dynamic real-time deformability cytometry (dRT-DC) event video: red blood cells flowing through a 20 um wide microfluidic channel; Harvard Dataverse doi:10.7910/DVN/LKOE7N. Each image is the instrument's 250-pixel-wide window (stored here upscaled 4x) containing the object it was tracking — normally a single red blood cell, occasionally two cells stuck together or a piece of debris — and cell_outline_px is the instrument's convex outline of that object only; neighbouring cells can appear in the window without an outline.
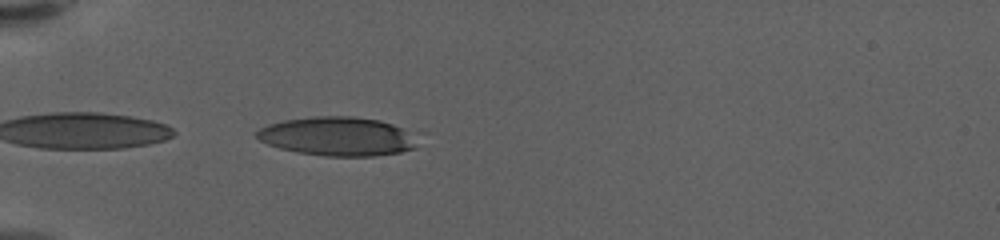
{"species": "human", "species_latin": "Homo sapiens", "temperature_condition": "warm", "stored_images_in_passage": 37, "camera_frame_rate_fps": 3000, "um_per_image_px": 0.085, "donor": {"sex": "female"}, "frame": {"image": 1, "passage_image": 1, "time_ms": 0.0, "image_size_px": [1000, 240], "cell_outline_px": [[416, 148], [400, 152], [372, 156], [324, 156], [296, 152], [280, 148], [268, 144], [260, 140], [256, 136], [256, 132], [260, 128], [268, 124], [284, 120], [312, 116], [352, 116], [380, 120], [392, 124], [400, 128]], "centroid_in_image_um": [28.56, 11.59], "position_along_channel_um": 56.4, "area_um2": 35.72}}
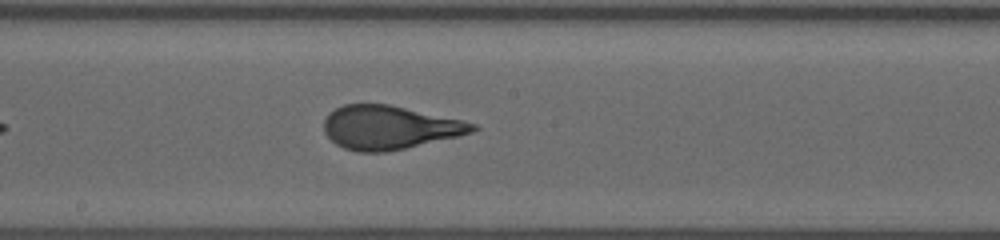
{"frame": {"image": 2, "passage_image": 16, "time_ms": 5.0, "image_size_px": [1000, 240], "cell_outline_px": [[480, 128], [472, 132], [460, 136], [404, 148], [384, 152], [356, 152], [344, 148], [336, 144], [324, 132], [324, 120], [328, 112], [344, 104], [388, 104], [460, 120], [476, 124]], "centroid_in_image_um": [33.07, 10.84], "position_along_channel_um": 215.1, "area_um2": 37.51}}
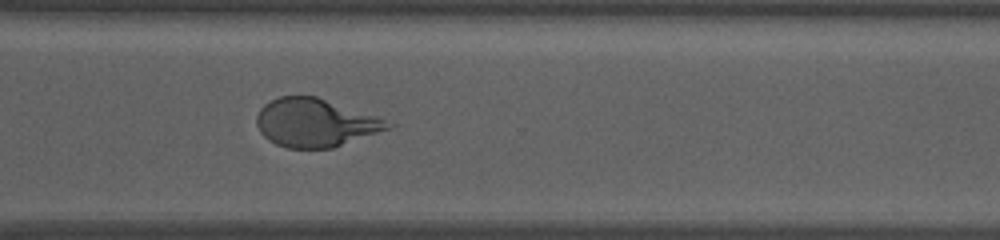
{"frame": {"image": 3, "passage_image": 27, "time_ms": 8.667, "image_size_px": [1000, 240], "cell_outline_px": [[396, 124], [392, 128], [332, 148], [288, 148], [276, 144], [268, 140], [260, 132], [256, 124], [256, 116], [260, 108], [264, 104], [280, 96], [316, 96], [380, 116]], "centroid_in_image_um": [26.84, 10.43], "position_along_channel_um": 343.8, "area_um2": 37.22}, "authors_computed_cell_mechanics": {"area_um2": 38.0324, "velocity_mm_per_s": 3.5158, "shape_relaxation_time_tau1_ms": 4.7241, "shape_relaxation_time_tau2_ms": 0.7593, "deformation_change_tau1": 0.229, "deformation_change_tau2": 0.0871}}